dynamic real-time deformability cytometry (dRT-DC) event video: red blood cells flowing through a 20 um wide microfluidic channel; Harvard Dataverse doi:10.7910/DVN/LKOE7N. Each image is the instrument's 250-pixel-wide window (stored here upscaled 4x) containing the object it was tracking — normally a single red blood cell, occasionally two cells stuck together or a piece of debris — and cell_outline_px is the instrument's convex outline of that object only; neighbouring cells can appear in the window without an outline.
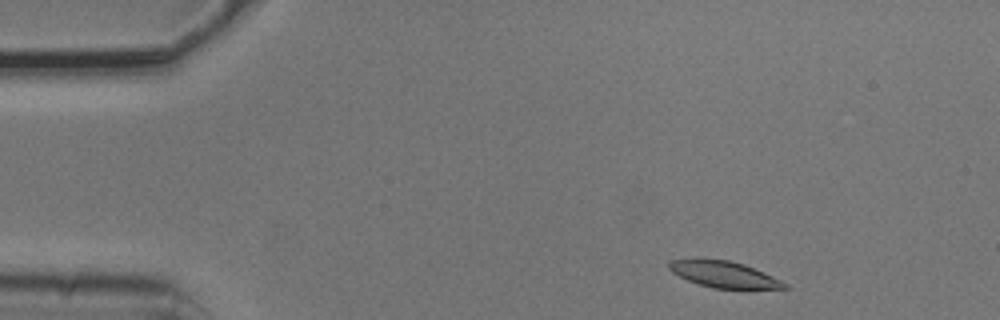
{"species": "common noctule bat (a hibernating species)", "species_latin": "Nyctalus noctula", "temperature_condition": "cold", "stored_images_in_passage": 3, "camera_frame_rate_fps": 3000, "um_per_image_px": 0.085, "animal": {"sex": "male", "body_mass_g": 20.5, "forearm_length_mm": 52.5}, "frame": {"image": 1, "passage_image": 1, "time_ms": 0.0, "image_size_px": [1000, 320], "cell_outline_px": [[788, 288], [712, 288], [688, 280], [672, 272], [668, 268], [668, 260], [696, 256], [728, 260], [744, 264], [764, 272], [788, 284]], "centroid_in_image_um": [61.43, 23.26], "position_along_channel_um": 23.6, "area_um2": 18.03}}